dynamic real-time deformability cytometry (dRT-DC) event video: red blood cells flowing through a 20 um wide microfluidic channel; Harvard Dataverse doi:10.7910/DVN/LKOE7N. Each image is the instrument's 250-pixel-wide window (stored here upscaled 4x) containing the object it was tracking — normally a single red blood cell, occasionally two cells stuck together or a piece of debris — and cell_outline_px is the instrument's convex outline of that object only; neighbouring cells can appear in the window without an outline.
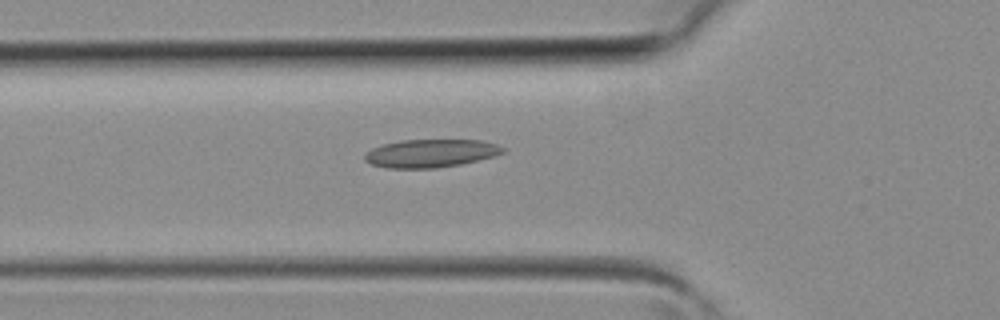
{"species": "common noctule bat (a hibernating species)", "species_latin": "Nyctalus noctula", "temperature_condition": "room temperature", "stored_images_in_passage": 26, "camera_frame_rate_fps": 3000, "um_per_image_px": 0.085, "animal": {"sex": "female", "body_mass_g": 19.3, "forearm_length_mm": 54.1}, "frame": {"image": 1, "passage_image": 3, "time_ms": 0.667, "image_size_px": [1000, 320], "cell_outline_px": [[504, 152], [496, 156], [460, 164], [436, 168], [384, 168], [372, 164], [364, 160], [364, 156], [372, 148], [384, 144], [404, 140], [480, 140], [496, 144], [504, 148]], "centroid_in_image_um": [36.62, 13.03], "position_along_channel_um": 89.2, "area_um2": 22.48}}
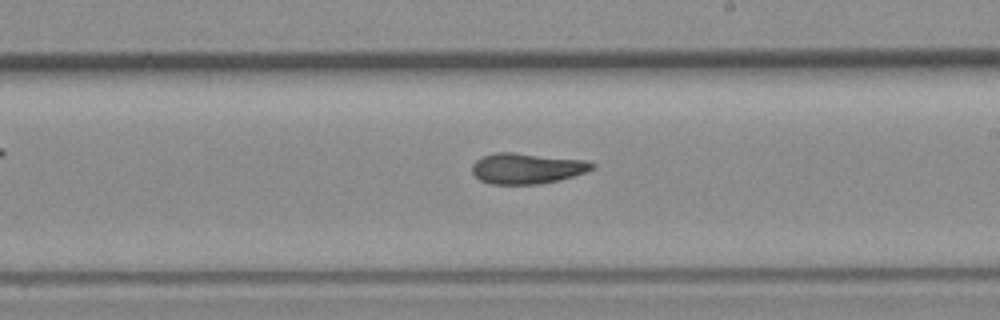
{"frame": {"image": 2, "passage_image": 12, "time_ms": 3.667, "image_size_px": [1000, 320], "cell_outline_px": [[596, 168], [560, 180], [540, 184], [492, 184], [480, 180], [472, 172], [472, 164], [480, 156], [496, 152], [512, 152], [584, 160], [596, 164]], "centroid_in_image_um": [44.76, 14.31], "position_along_channel_um": 244.2, "area_um2": 21.5}}
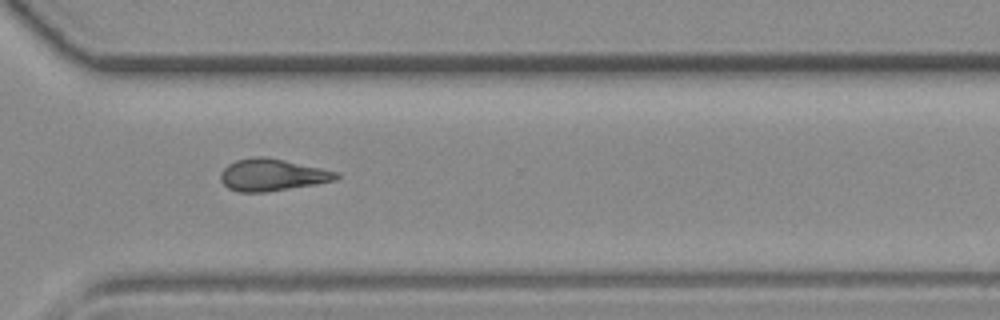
{"frame": {"image": 3, "passage_image": 18, "time_ms": 5.667, "image_size_px": [1000, 320], "cell_outline_px": [[340, 176], [336, 180], [316, 184], [268, 192], [240, 192], [228, 188], [220, 180], [220, 172], [228, 164], [236, 160], [256, 156], [264, 156], [284, 160], [340, 172]], "centroid_in_image_um": [23.14, 14.87], "position_along_channel_um": 347.5, "area_um2": 21.68}}